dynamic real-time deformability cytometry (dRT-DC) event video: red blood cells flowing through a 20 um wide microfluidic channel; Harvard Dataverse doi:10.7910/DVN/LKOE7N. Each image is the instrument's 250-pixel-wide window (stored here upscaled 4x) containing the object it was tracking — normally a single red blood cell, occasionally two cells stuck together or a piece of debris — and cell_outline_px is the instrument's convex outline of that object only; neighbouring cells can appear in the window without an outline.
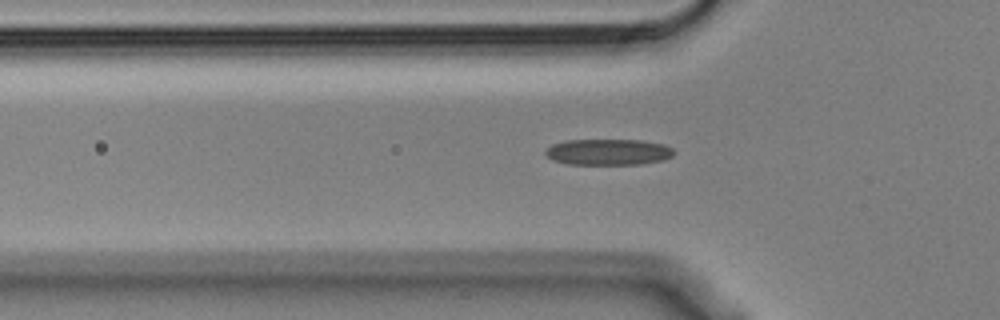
{"species": "Egyptian fruit bat (a non-hibernating species)", "species_latin": "Rousettus aegyptiacus", "temperature_condition": "cold", "stored_images_in_passage": 39, "camera_frame_rate_fps": 3000, "um_per_image_px": 0.085, "animal": {"sex": "male"}, "frame": {"image": 1, "passage_image": 8, "time_ms": 2.333, "image_size_px": [1000, 320], "cell_outline_px": [[676, 152], [672, 156], [664, 160], [644, 164], [568, 164], [552, 160], [544, 152], [552, 144], [564, 140], [640, 140], [664, 144], [672, 148]], "centroid_in_image_um": [51.73, 12.92], "position_along_channel_um": 74.1, "area_um2": 19.65}}
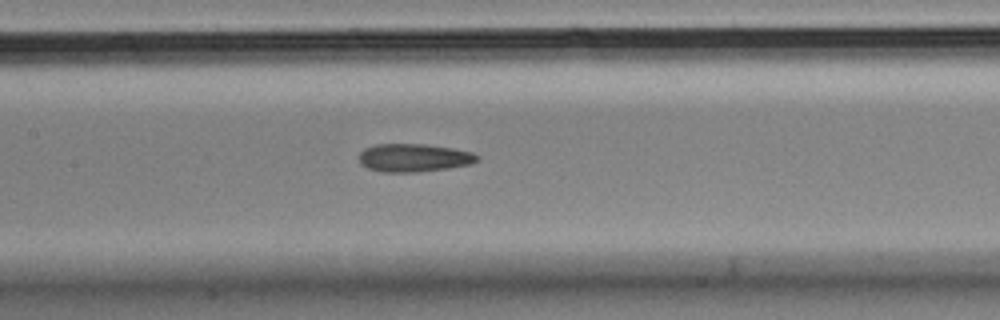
{"frame": {"image": 2, "passage_image": 16, "time_ms": 5.0, "image_size_px": [1000, 320], "cell_outline_px": [[480, 160], [472, 164], [448, 168], [416, 172], [380, 172], [368, 168], [360, 164], [360, 152], [364, 148], [376, 144], [424, 144], [452, 148], [472, 152], [480, 156]], "centroid_in_image_um": [35.2, 13.41], "position_along_channel_um": 172.2, "area_um2": 19.48}}
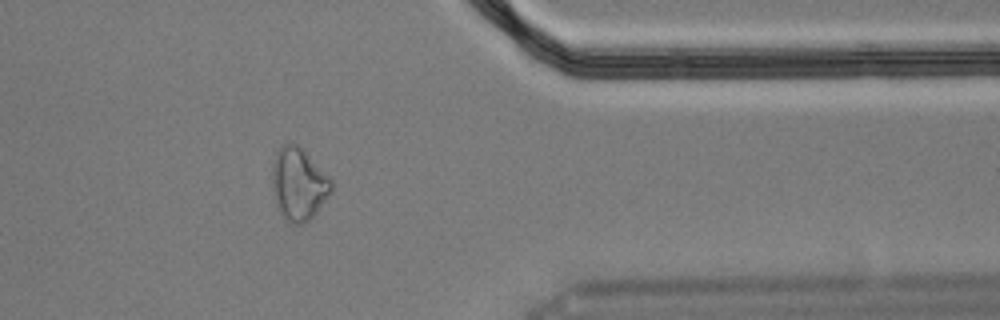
{"frame": {"image": 3, "passage_image": 35, "time_ms": 11.333, "image_size_px": [1000, 320], "cell_outline_px": [[332, 192], [316, 212], [304, 224], [292, 224], [284, 220], [276, 200], [272, 180], [272, 164], [276, 152], [280, 144], [296, 144], [332, 180]], "centroid_in_image_um": [25.37, 15.66], "position_along_channel_um": 386.0, "area_um2": 24.51}}